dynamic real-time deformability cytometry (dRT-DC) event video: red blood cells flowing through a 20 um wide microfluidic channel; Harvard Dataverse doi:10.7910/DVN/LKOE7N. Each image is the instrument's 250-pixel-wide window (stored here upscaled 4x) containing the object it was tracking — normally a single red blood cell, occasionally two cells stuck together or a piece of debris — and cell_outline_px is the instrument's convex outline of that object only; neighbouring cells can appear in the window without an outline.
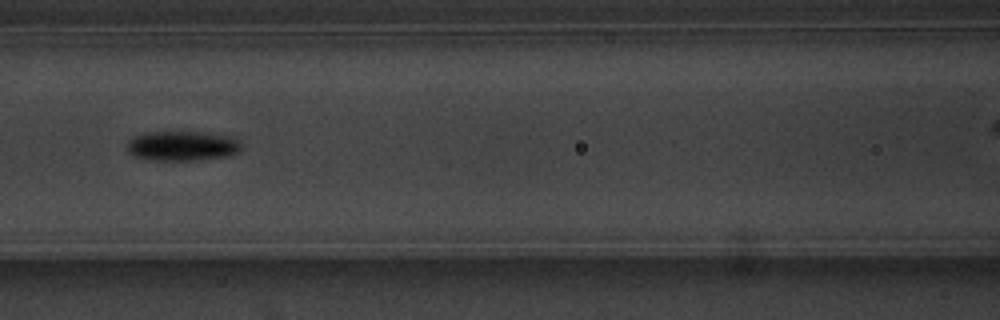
{"species": "common noctule bat (a hibernating species)", "species_latin": "Nyctalus noctula", "temperature_condition": "warm", "stored_images_in_passage": 10, "camera_frame_rate_fps": 3000, "um_per_image_px": 0.085, "animal": {"sex": "male", "body_mass_g": 20.1, "forearm_length_mm": 53.5}, "frame": {"image": 1, "passage_image": 6, "time_ms": 6.667, "image_size_px": [1000, 320], "cell_outline_px": [[240, 148], [236, 152], [228, 156], [196, 160], [148, 160], [136, 156], [128, 152], [128, 140], [132, 136], [148, 132], [196, 132], [228, 136], [240, 140]], "centroid_in_image_um": [15.45, 12.4], "position_along_channel_um": 151.1, "area_um2": 19.65}}
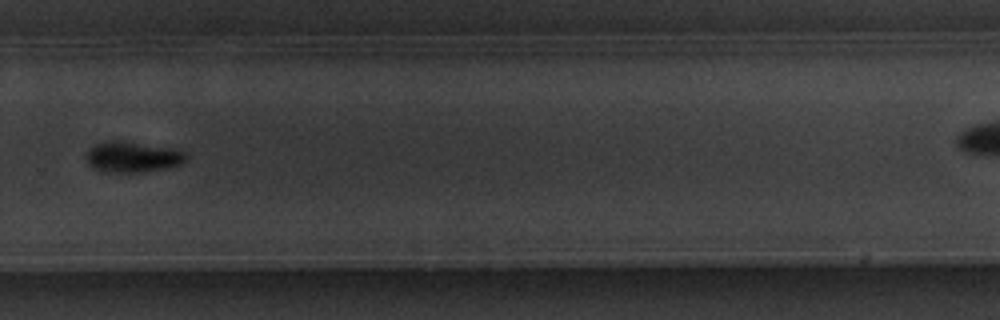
{"frame": {"image": 2, "passage_image": 10, "time_ms": 11.333, "image_size_px": [1000, 320], "cell_outline_px": [[188, 160], [180, 164], [144, 172], [108, 172], [92, 168], [88, 164], [88, 152], [96, 144], [108, 140], [124, 140], [172, 148], [188, 152]], "centroid_in_image_um": [11.32, 13.32], "position_along_channel_um": 318.5, "area_um2": 17.92}}